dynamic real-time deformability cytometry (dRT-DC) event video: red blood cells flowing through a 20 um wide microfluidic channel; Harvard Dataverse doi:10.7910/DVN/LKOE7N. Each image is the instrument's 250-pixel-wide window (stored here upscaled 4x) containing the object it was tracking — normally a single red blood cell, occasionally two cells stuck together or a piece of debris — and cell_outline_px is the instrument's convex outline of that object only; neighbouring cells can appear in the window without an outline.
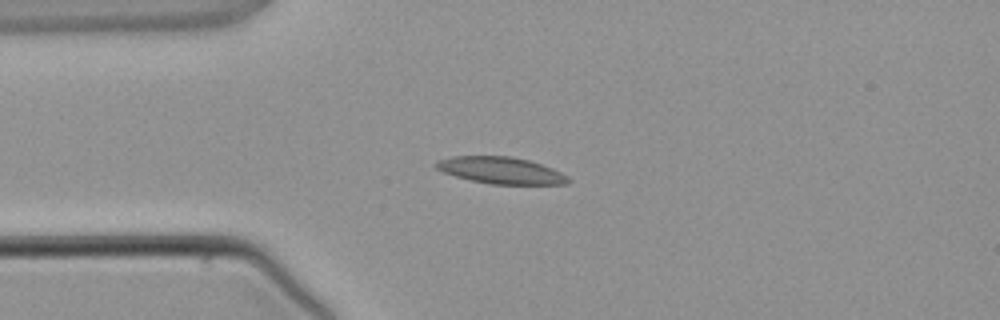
{"species": "common noctule bat (a hibernating species)", "species_latin": "Nyctalus noctula", "temperature_condition": "warm", "stored_images_in_passage": 3, "camera_frame_rate_fps": 3000, "um_per_image_px": 0.085, "animal": {"sex": "male", "body_mass_g": 21.5, "forearm_length_mm": 52.0}, "frame": {"image": 1, "passage_image": 2, "time_ms": 1.333, "image_size_px": [1000, 320], "cell_outline_px": [[572, 180], [568, 184], [492, 184], [472, 180], [456, 176], [444, 172], [436, 168], [432, 164], [440, 160], [452, 156], [508, 156], [528, 160], [552, 168], [568, 176]], "centroid_in_image_um": [42.59, 14.48], "position_along_channel_um": 42.4, "area_um2": 20.4}}